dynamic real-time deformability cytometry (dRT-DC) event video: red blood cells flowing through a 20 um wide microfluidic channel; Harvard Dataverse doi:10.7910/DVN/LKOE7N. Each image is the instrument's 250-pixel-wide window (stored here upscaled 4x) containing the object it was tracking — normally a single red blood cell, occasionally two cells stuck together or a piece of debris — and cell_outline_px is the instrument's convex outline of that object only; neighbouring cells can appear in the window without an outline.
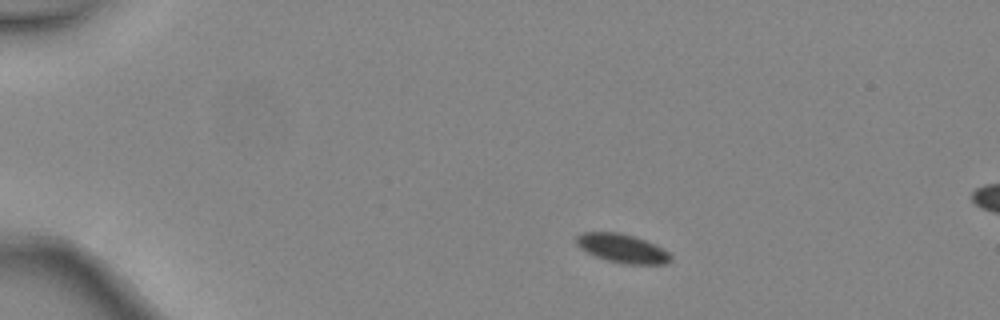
{"species": "common noctule bat (a hibernating species)", "species_latin": "Nyctalus noctula", "temperature_condition": "warm", "stored_images_in_passage": 3, "camera_frame_rate_fps": 3000, "um_per_image_px": 0.085, "animal": {"sex": "female", "body_mass_g": 24.6, "forearm_length_mm": 56.2}, "frame": {"image": 1, "passage_image": 1, "time_ms": 0.0, "image_size_px": [1000, 320], "cell_outline_px": [[672, 260], [668, 264], [624, 264], [608, 260], [596, 256], [580, 248], [576, 244], [576, 236], [580, 232], [620, 232], [636, 236], [668, 252], [672, 256]], "centroid_in_image_um": [52.88, 21.1], "position_along_channel_um": 32.1, "area_um2": 15.78}}